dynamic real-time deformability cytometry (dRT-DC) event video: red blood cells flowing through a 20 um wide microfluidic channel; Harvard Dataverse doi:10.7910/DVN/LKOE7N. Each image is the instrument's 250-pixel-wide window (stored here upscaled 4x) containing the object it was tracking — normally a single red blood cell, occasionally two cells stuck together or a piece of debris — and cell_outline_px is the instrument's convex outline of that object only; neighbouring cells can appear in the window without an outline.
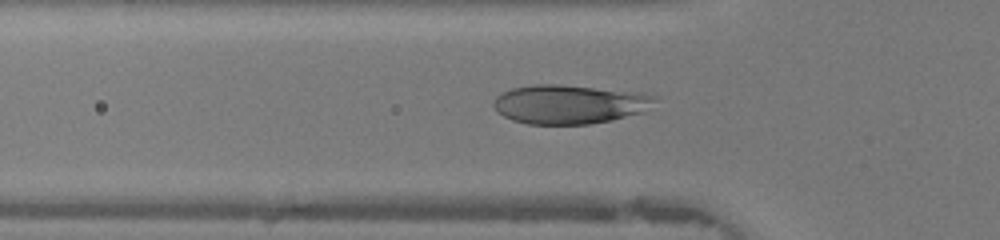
{"species": "human", "species_latin": "Homo sapiens", "temperature_condition": "warm", "stored_images_in_passage": 45, "camera_frame_rate_fps": 3000, "um_per_image_px": 0.085, "donor": {"sex": "female"}, "frame": {"image": 1, "passage_image": 14, "time_ms": 4.333, "image_size_px": [1000, 240], "cell_outline_px": [[660, 96], [644, 112], [612, 120], [588, 124], [528, 124], [512, 120], [496, 112], [492, 104], [496, 96], [512, 88], [536, 84], [556, 84], [640, 92]], "centroid_in_image_um": [48.41, 8.86], "position_along_channel_um": 77.4, "area_um2": 36.82}}
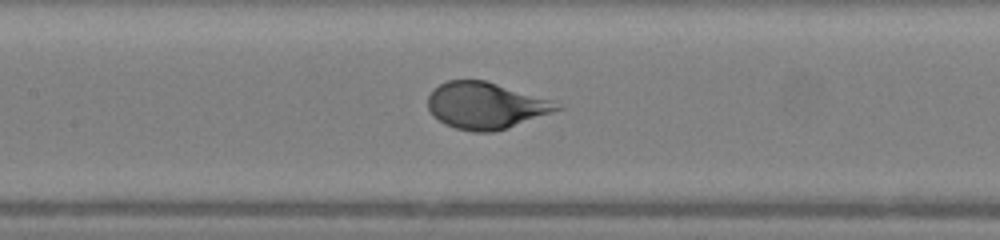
{"frame": {"image": 2, "passage_image": 20, "time_ms": 6.333, "image_size_px": [1000, 240], "cell_outline_px": [[568, 108], [508, 128], [492, 132], [472, 132], [456, 128], [444, 124], [432, 116], [428, 108], [428, 96], [432, 88], [448, 80], [484, 80], [552, 100]], "centroid_in_image_um": [41.31, 8.99], "position_along_channel_um": 166.1, "area_um2": 35.43}}
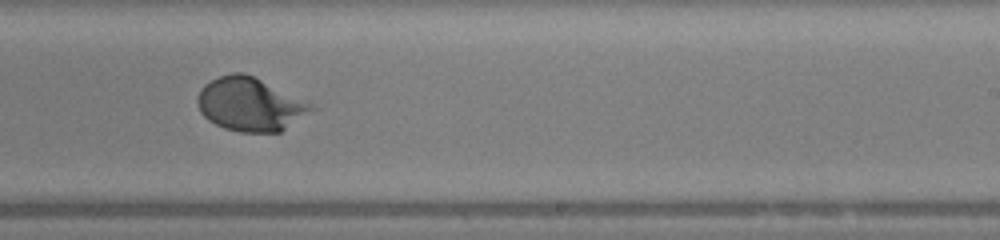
{"frame": {"image": 3, "passage_image": 27, "time_ms": 8.667, "image_size_px": [1000, 240], "cell_outline_px": [[320, 108], [280, 132], [240, 132], [224, 128], [208, 120], [200, 112], [196, 100], [200, 88], [204, 84], [220, 76], [232, 72], [244, 72]], "centroid_in_image_um": [21.26, 8.88], "position_along_channel_um": 267.7, "area_um2": 35.43}, "authors_computed_cell_mechanics": {"area_um2": 36.414, "velocity_mm_per_s": 4.375, "shape_relaxation_time_tau1_ms": 5.3237, "shape_relaxation_time_tau2_ms": null, "deformation_change_tau1": 0.3145, "deformation_change_tau2": null}}